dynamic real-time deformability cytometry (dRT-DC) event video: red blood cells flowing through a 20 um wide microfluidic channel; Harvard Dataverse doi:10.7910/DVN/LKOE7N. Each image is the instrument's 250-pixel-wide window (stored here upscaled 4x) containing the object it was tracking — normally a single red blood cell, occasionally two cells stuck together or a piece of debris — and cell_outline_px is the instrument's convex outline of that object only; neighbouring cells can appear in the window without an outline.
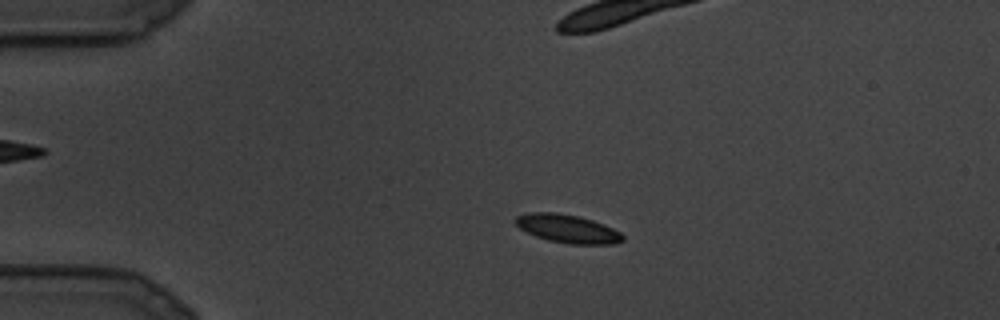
{"species": "common noctule bat (a hibernating species)", "species_latin": "Nyctalus noctula", "temperature_condition": "cold", "stored_images_in_passage": 14, "camera_frame_rate_fps": 3000, "um_per_image_px": 0.085, "animal": {"sex": "male", "body_mass_g": 19.5, "forearm_length_mm": 54.6}, "frame": {"image": 1, "passage_image": 7, "time_ms": 2.0, "image_size_px": [1000, 320], "cell_outline_px": [[624, 240], [616, 244], [568, 244], [548, 240], [536, 236], [520, 228], [512, 220], [516, 216], [528, 212], [556, 212], [580, 216], [604, 224], [620, 232], [624, 236]], "centroid_in_image_um": [48.24, 19.43], "position_along_channel_um": 36.8, "area_um2": 17.86}}